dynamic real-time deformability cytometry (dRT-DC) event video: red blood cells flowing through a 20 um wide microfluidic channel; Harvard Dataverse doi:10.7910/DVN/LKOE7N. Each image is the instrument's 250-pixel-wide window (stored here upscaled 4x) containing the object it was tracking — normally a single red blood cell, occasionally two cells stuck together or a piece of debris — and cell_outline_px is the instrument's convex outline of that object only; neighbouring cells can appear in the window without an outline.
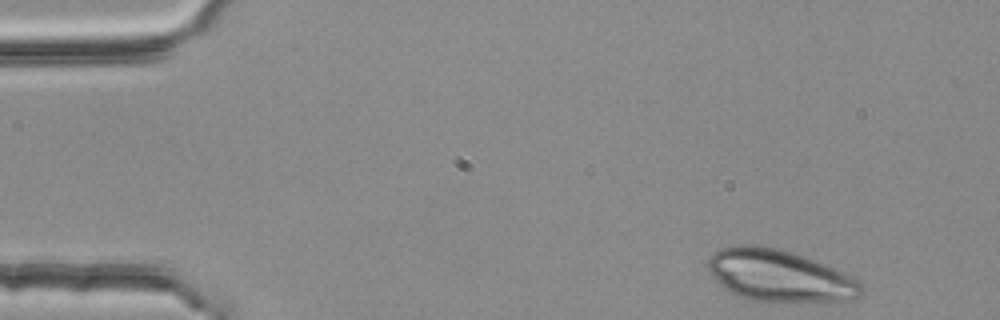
{"species": "common noctule bat (a hibernating species)", "species_latin": "Nyctalus noctula", "temperature_condition": "room temperature", "stored_images_in_passage": 2, "camera_frame_rate_fps": 3000, "um_per_image_px": 0.085, "animal": {"sex": "female", "body_mass_g": 25.1}, "frame": {"image": 1, "passage_image": 1, "time_ms": 0.0, "image_size_px": [1000, 320], "cell_outline_px": [[860, 296], [852, 300], [752, 300], [736, 296], [724, 288], [708, 272], [708, 260], [720, 248], [736, 244], [760, 244], [792, 252], [804, 256], [836, 268], [856, 280], [860, 284]], "centroid_in_image_um": [66.18, 23.39], "position_along_channel_um": 18.8, "area_um2": 45.66}}